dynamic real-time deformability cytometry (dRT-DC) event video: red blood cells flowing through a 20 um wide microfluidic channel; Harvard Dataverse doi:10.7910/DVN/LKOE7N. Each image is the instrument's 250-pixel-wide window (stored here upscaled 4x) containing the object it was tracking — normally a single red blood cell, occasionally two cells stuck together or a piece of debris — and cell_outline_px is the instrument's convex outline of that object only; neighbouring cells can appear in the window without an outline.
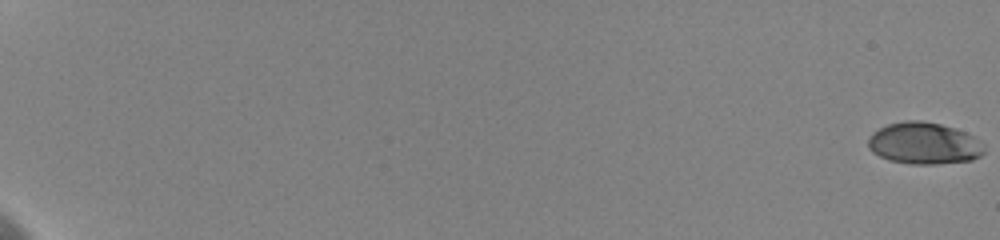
{"species": "human", "species_latin": "Homo sapiens", "temperature_condition": "cold", "stored_images_in_passage": 54, "camera_frame_rate_fps": 3000, "um_per_image_px": 0.085, "donor": {"sex": "female"}, "frame": {"image": 1, "passage_image": 1, "time_ms": 0.0, "image_size_px": [1000, 240], "cell_outline_px": [[984, 152], [980, 156], [972, 160], [932, 164], [908, 164], [888, 160], [872, 152], [868, 148], [868, 136], [872, 132], [888, 124], [904, 120], [920, 120], [940, 124], [956, 128], [972, 136], [984, 148]], "centroid_in_image_um": [78.48, 12.18], "position_along_channel_um": 6.5, "area_um2": 28.21}}
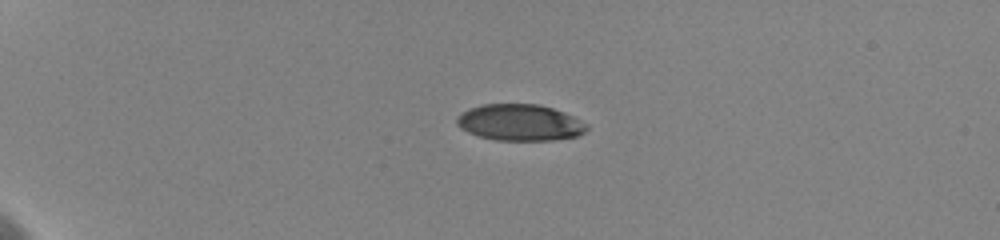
{"frame": {"image": 2, "passage_image": 20, "time_ms": 5.667, "image_size_px": [1000, 240], "cell_outline_px": [[588, 128], [584, 132], [576, 136], [552, 140], [496, 140], [480, 136], [468, 132], [460, 128], [456, 124], [456, 116], [468, 108], [480, 104], [540, 104], [564, 112], [588, 124]], "centroid_in_image_um": [44.16, 10.4], "position_along_channel_um": 40.8, "area_um2": 27.63}}